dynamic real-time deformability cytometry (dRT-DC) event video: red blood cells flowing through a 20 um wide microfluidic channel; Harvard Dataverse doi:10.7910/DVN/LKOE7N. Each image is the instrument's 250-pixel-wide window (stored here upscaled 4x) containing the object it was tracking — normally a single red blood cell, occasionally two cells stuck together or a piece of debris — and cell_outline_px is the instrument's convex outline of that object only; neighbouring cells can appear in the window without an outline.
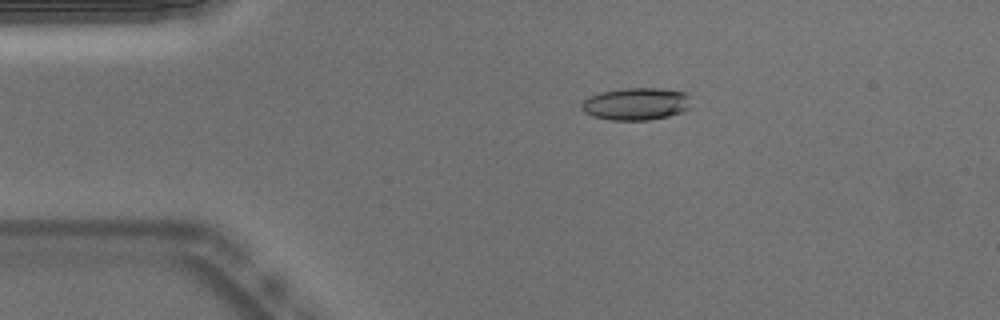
{"species": "Egyptian fruit bat (a non-hibernating species)", "species_latin": "Rousettus aegyptiacus", "temperature_condition": "warm", "stored_images_in_passage": 52, "camera_frame_rate_fps": 3000, "um_per_image_px": 0.085, "animal": {"sex": "male"}, "frame": {"image": 1, "passage_image": 10, "time_ms": 3.0, "image_size_px": [1000, 320], "cell_outline_px": [[696, 108], [684, 112], [668, 116], [648, 120], [608, 120], [592, 116], [584, 112], [580, 108], [580, 104], [584, 100], [600, 92], [624, 88], [660, 88], [688, 92], [692, 96]], "centroid_in_image_um": [54.2, 8.83], "position_along_channel_um": 30.8, "area_um2": 21.44}}
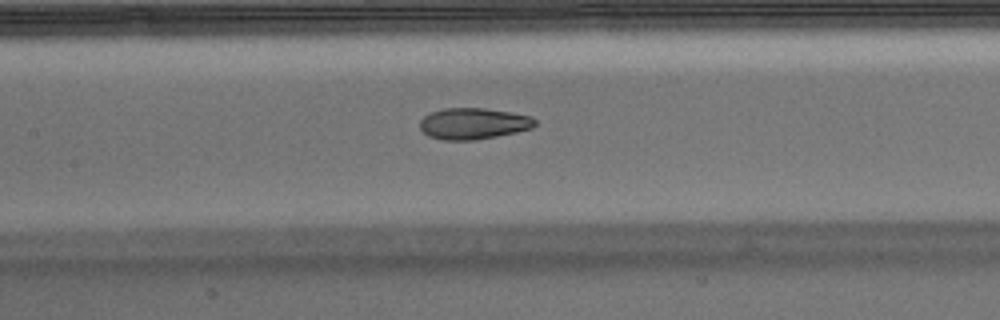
{"frame": {"image": 2, "passage_image": 24, "time_ms": 7.667, "image_size_px": [1000, 320], "cell_outline_px": [[536, 124], [532, 128], [516, 132], [496, 136], [472, 140], [444, 140], [428, 136], [420, 128], [420, 120], [424, 116], [432, 112], [444, 108], [484, 108], [512, 112], [532, 116], [536, 120]], "centroid_in_image_um": [40.25, 10.5], "position_along_channel_um": 167.2, "area_um2": 20.98}}
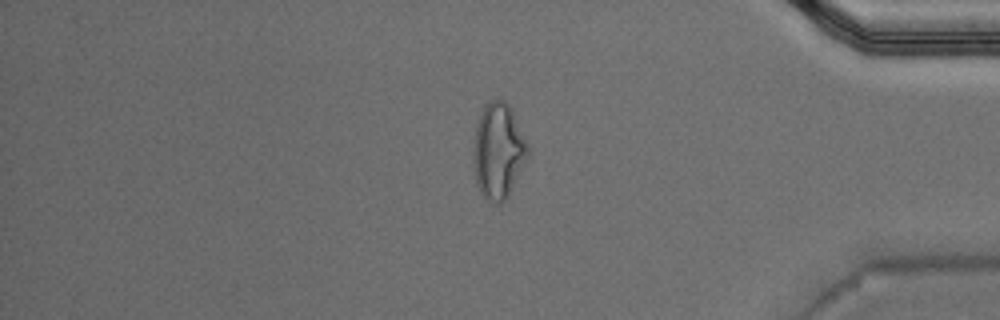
{"frame": {"image": 3, "passage_image": 44, "time_ms": 14.333, "image_size_px": [1000, 320], "cell_outline_px": [[528, 156], [508, 196], [500, 204], [488, 200], [480, 192], [476, 184], [472, 160], [472, 148], [476, 128], [484, 104], [488, 100], [504, 100], [508, 104], [528, 144]], "centroid_in_image_um": [42.32, 12.84], "position_along_channel_um": 392.9, "area_um2": 30.17}, "authors_computed_cell_mechanics": {"area_um2": 21.6172, "velocity_mm_per_s": 3.8243, "shape_relaxation_time_tau1_ms": null, "shape_relaxation_time_tau2_ms": 1.7636, "deformation_change_tau1": null, "deformation_change_tau2": 0.0807}}